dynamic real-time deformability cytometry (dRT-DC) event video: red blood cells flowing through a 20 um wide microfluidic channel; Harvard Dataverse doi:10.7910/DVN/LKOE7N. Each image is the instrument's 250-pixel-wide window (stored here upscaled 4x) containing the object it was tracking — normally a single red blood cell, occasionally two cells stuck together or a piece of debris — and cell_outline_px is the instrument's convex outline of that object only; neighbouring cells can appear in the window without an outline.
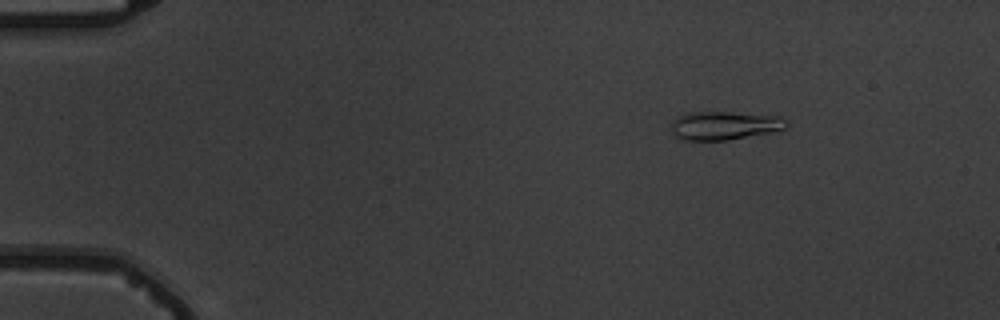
{"species": "common noctule bat (a hibernating species)", "species_latin": "Nyctalus noctula", "temperature_condition": "warm", "stored_images_in_passage": 10, "camera_frame_rate_fps": 3000, "um_per_image_px": 0.085, "animal": {"sex": "male", "body_mass_g": 19.5, "forearm_length_mm": 54.6}, "frame": {"image": 1, "passage_image": 1, "time_ms": 0.0, "image_size_px": [1000, 320], "cell_outline_px": [[788, 124], [784, 128], [772, 132], [728, 140], [688, 140], [676, 136], [672, 132], [672, 120], [688, 112], [728, 112], [780, 116]], "centroid_in_image_um": [61.57, 10.67], "position_along_channel_um": 23.4, "area_um2": 18.9}}
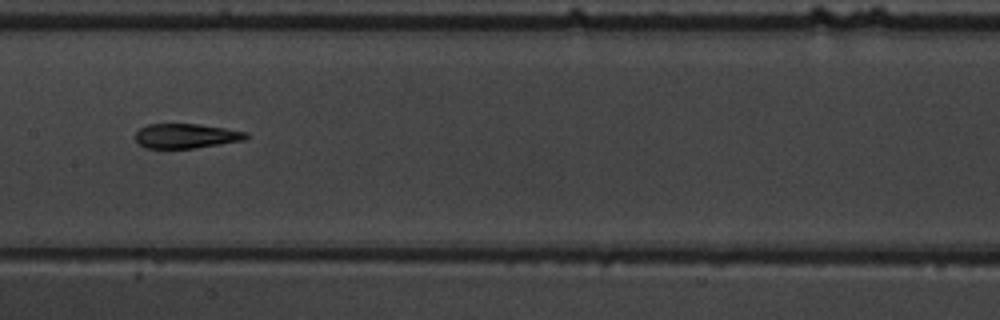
{"frame": {"image": 2, "passage_image": 7, "time_ms": 7.0, "image_size_px": [1000, 320], "cell_outline_px": [[248, 136], [244, 140], [196, 148], [144, 148], [136, 144], [136, 132], [140, 128], [148, 124], [196, 124], [224, 128], [248, 132]], "centroid_in_image_um": [15.78, 11.56], "position_along_channel_um": 191.6, "area_um2": 15.9}}
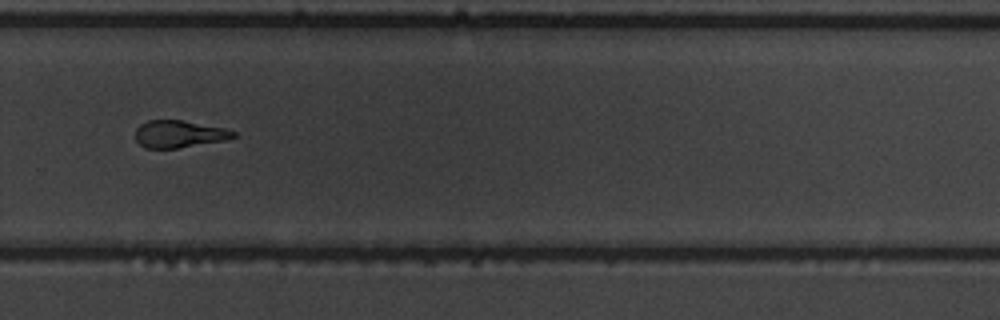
{"frame": {"image": 3, "passage_image": 10, "time_ms": 10.333, "image_size_px": [1000, 320], "cell_outline_px": [[236, 136], [224, 140], [176, 148], [144, 148], [136, 140], [136, 128], [140, 124], [148, 120], [184, 120], [224, 128], [236, 132]], "centroid_in_image_um": [15.19, 11.38], "position_along_channel_um": 314.6, "area_um2": 15.43}}